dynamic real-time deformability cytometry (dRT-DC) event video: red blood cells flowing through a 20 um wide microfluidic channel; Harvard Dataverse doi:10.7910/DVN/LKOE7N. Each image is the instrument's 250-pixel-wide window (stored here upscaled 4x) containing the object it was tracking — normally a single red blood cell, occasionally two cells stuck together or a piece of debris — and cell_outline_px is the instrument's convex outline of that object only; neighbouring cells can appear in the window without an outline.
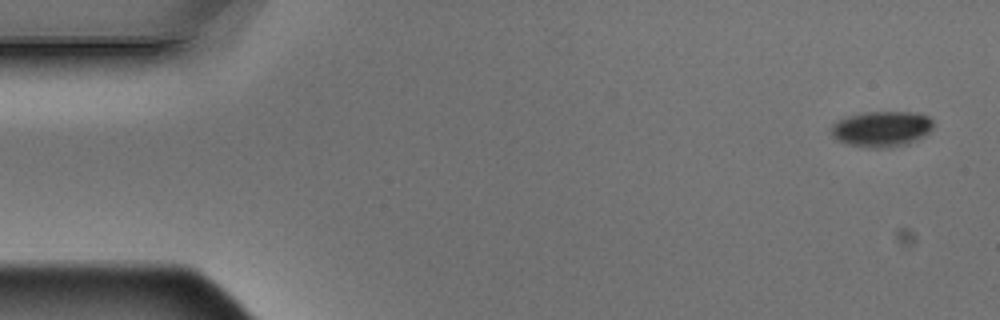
{"species": "Egyptian fruit bat (a non-hibernating species)", "species_latin": "Rousettus aegyptiacus", "temperature_condition": "warm", "stored_images_in_passage": 4, "camera_frame_rate_fps": 3000, "um_per_image_px": 0.085, "animal": {"sex": "male"}, "frame": {"image": 1, "passage_image": 1, "time_ms": 0.0, "image_size_px": [1000, 320], "cell_outline_px": [[932, 128], [924, 136], [908, 144], [892, 148], [868, 148], [844, 144], [836, 140], [832, 136], [832, 124], [836, 120], [848, 116], [864, 112], [916, 112], [928, 116], [932, 120]], "centroid_in_image_um": [74.91, 10.97], "position_along_channel_um": 10.1, "area_um2": 21.56}}
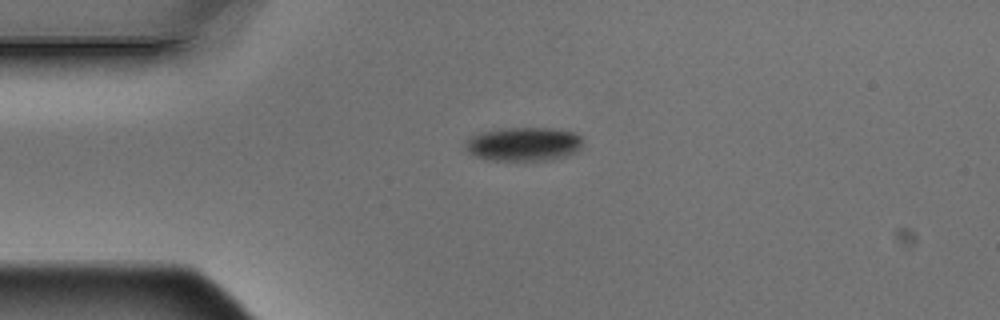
{"frame": {"image": 2, "passage_image": 4, "time_ms": 1.0, "image_size_px": [1000, 320], "cell_outline_px": [[580, 148], [576, 152], [568, 156], [552, 160], [488, 160], [476, 156], [468, 152], [464, 148], [464, 144], [472, 136], [484, 132], [504, 128], [552, 128], [572, 132], [580, 136]], "centroid_in_image_um": [44.5, 12.26], "position_along_channel_um": 40.5, "area_um2": 23.0}}